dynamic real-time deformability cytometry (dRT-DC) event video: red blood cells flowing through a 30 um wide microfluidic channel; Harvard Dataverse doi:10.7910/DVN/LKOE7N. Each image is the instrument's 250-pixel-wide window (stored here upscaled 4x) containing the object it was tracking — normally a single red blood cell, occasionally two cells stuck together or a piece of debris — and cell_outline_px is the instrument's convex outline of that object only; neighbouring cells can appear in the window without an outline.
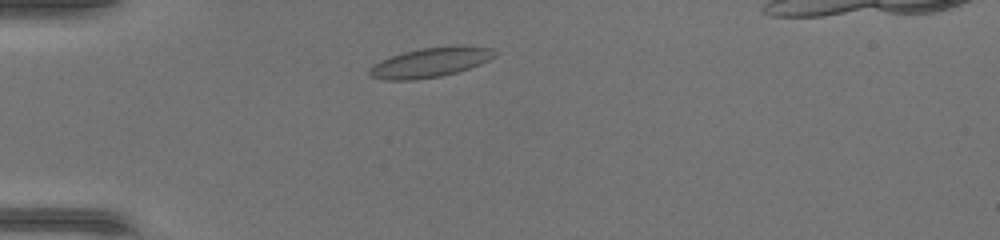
{"species": "common noctule bat (a hibernating species)", "species_latin": "Nyctalus noctula", "temperature_condition": "warm", "stored_images_in_passage": 35, "camera_frame_rate_fps": 3000, "um_per_image_px": 0.085, "animal": {"sex": "female", "body_mass_g": 17.0, "forearm_length_mm": 48.0}, "frame": {"image": 1, "passage_image": 2, "time_ms": 0.333, "image_size_px": [1000, 240], "cell_outline_px": [[496, 56], [480, 64], [456, 72], [440, 76], [412, 80], [388, 80], [372, 76], [368, 72], [380, 60], [404, 52], [420, 48], [488, 48]], "centroid_in_image_um": [36.49, 5.35], "position_along_channel_um": 48.5, "area_um2": 20.29}}
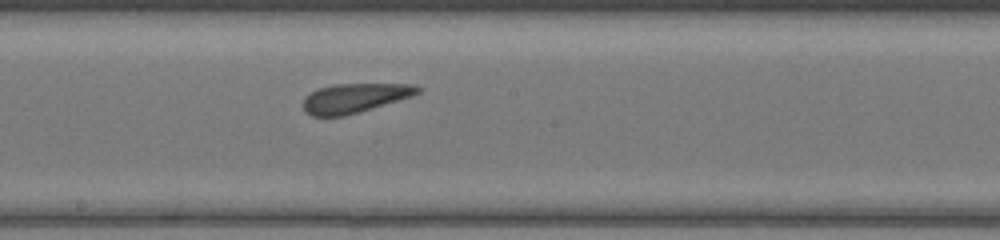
{"frame": {"image": 2, "passage_image": 15, "time_ms": 4.667, "image_size_px": [1000, 240], "cell_outline_px": [[420, 92], [412, 96], [344, 116], [312, 116], [304, 112], [304, 100], [316, 88], [332, 84], [412, 84], [420, 88]], "centroid_in_image_um": [30.12, 8.32], "position_along_channel_um": 218.1, "area_um2": 19.31}}
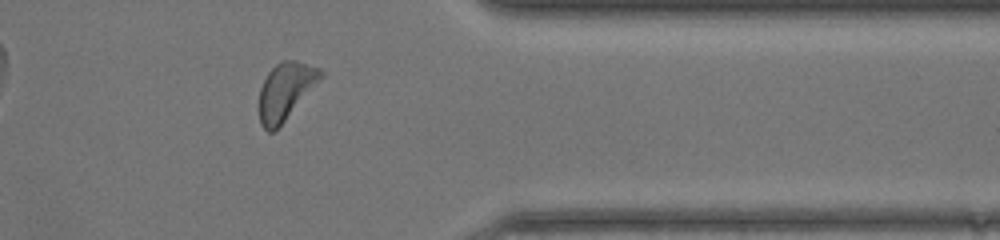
{"frame": {"image": 3, "passage_image": 27, "time_ms": 8.667, "image_size_px": [1000, 240], "cell_outline_px": [[324, 76], [284, 120], [272, 132], [268, 132], [260, 124], [260, 88], [268, 72], [276, 64], [284, 60], [296, 60], [320, 68], [324, 72]], "centroid_in_image_um": [24.29, 7.7], "position_along_channel_um": 387.1, "area_um2": 20.0}}